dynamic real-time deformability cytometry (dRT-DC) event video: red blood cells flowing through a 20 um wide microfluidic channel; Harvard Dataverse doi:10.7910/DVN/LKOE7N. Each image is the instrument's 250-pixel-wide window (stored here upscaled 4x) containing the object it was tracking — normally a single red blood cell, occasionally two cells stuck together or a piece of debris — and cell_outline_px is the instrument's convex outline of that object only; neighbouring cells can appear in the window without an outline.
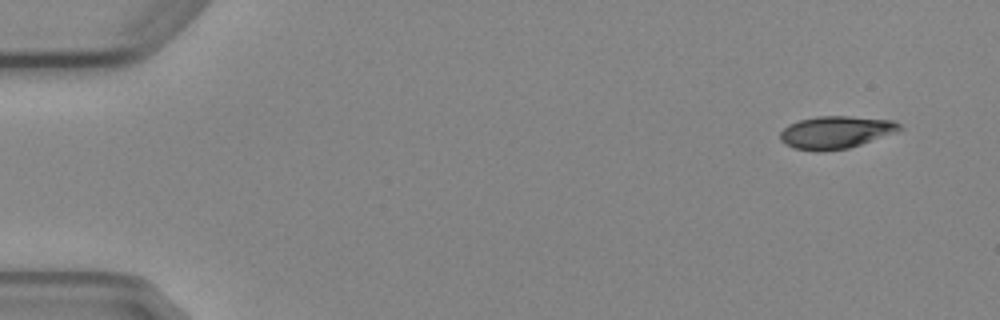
{"species": "Egyptian fruit bat (a non-hibernating species)", "species_latin": "Rousettus aegyptiacus", "temperature_condition": "cold", "stored_images_in_passage": 4, "camera_frame_rate_fps": 3000, "um_per_image_px": 0.085, "animal": {"sex": "female"}, "frame": {"image": 1, "passage_image": 1, "time_ms": 0.0, "image_size_px": [1000, 320], "cell_outline_px": [[904, 128], [896, 132], [848, 148], [820, 152], [816, 152], [792, 148], [784, 144], [780, 140], [780, 132], [788, 124], [800, 120], [816, 116], [848, 116], [892, 120], [900, 124]], "centroid_in_image_um": [71.0, 11.25], "position_along_channel_um": 14.0, "area_um2": 22.72}}